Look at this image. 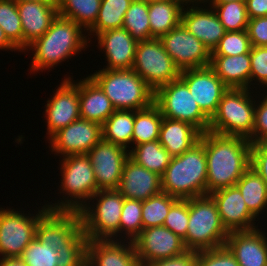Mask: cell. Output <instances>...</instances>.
<instances>
[{
	"label": "cell",
	"instance_id": "7a4b0ae2",
	"mask_svg": "<svg viewBox=\"0 0 267 266\" xmlns=\"http://www.w3.org/2000/svg\"><path fill=\"white\" fill-rule=\"evenodd\" d=\"M83 30L76 22L58 15L44 35L27 47V51H34L31 71H43L55 64L57 66L87 48L90 38L87 39Z\"/></svg>",
	"mask_w": 267,
	"mask_h": 266
},
{
	"label": "cell",
	"instance_id": "d6a6232c",
	"mask_svg": "<svg viewBox=\"0 0 267 266\" xmlns=\"http://www.w3.org/2000/svg\"><path fill=\"white\" fill-rule=\"evenodd\" d=\"M163 116L153 102L149 107L135 111L133 146L158 140Z\"/></svg>",
	"mask_w": 267,
	"mask_h": 266
},
{
	"label": "cell",
	"instance_id": "9c48e42d",
	"mask_svg": "<svg viewBox=\"0 0 267 266\" xmlns=\"http://www.w3.org/2000/svg\"><path fill=\"white\" fill-rule=\"evenodd\" d=\"M154 103L165 118L184 121L207 132L210 119L201 111L187 85L178 78L154 92Z\"/></svg>",
	"mask_w": 267,
	"mask_h": 266
},
{
	"label": "cell",
	"instance_id": "e575fe53",
	"mask_svg": "<svg viewBox=\"0 0 267 266\" xmlns=\"http://www.w3.org/2000/svg\"><path fill=\"white\" fill-rule=\"evenodd\" d=\"M133 0H102L95 24L88 30L96 36L104 31L121 28L126 11Z\"/></svg>",
	"mask_w": 267,
	"mask_h": 266
},
{
	"label": "cell",
	"instance_id": "7bdbcfd3",
	"mask_svg": "<svg viewBox=\"0 0 267 266\" xmlns=\"http://www.w3.org/2000/svg\"><path fill=\"white\" fill-rule=\"evenodd\" d=\"M189 221V199H178L170 208L163 226L180 236L186 246V233Z\"/></svg>",
	"mask_w": 267,
	"mask_h": 266
},
{
	"label": "cell",
	"instance_id": "bcb514c9",
	"mask_svg": "<svg viewBox=\"0 0 267 266\" xmlns=\"http://www.w3.org/2000/svg\"><path fill=\"white\" fill-rule=\"evenodd\" d=\"M264 97L260 103L255 104L252 143L267 141V95Z\"/></svg>",
	"mask_w": 267,
	"mask_h": 266
},
{
	"label": "cell",
	"instance_id": "2e32d148",
	"mask_svg": "<svg viewBox=\"0 0 267 266\" xmlns=\"http://www.w3.org/2000/svg\"><path fill=\"white\" fill-rule=\"evenodd\" d=\"M179 78L187 85L201 111L211 119L229 88L210 66L183 70Z\"/></svg>",
	"mask_w": 267,
	"mask_h": 266
},
{
	"label": "cell",
	"instance_id": "5b68a950",
	"mask_svg": "<svg viewBox=\"0 0 267 266\" xmlns=\"http://www.w3.org/2000/svg\"><path fill=\"white\" fill-rule=\"evenodd\" d=\"M229 232L223 226L217 204L210 194L189 199L186 248L200 251L226 243Z\"/></svg>",
	"mask_w": 267,
	"mask_h": 266
},
{
	"label": "cell",
	"instance_id": "9f6ffc18",
	"mask_svg": "<svg viewBox=\"0 0 267 266\" xmlns=\"http://www.w3.org/2000/svg\"><path fill=\"white\" fill-rule=\"evenodd\" d=\"M246 2V0H212L209 4H221V3H228V2Z\"/></svg>",
	"mask_w": 267,
	"mask_h": 266
},
{
	"label": "cell",
	"instance_id": "6f0895ef",
	"mask_svg": "<svg viewBox=\"0 0 267 266\" xmlns=\"http://www.w3.org/2000/svg\"><path fill=\"white\" fill-rule=\"evenodd\" d=\"M16 3L21 2V1H37V2H41V1H57V0H14Z\"/></svg>",
	"mask_w": 267,
	"mask_h": 266
},
{
	"label": "cell",
	"instance_id": "6da1fadb",
	"mask_svg": "<svg viewBox=\"0 0 267 266\" xmlns=\"http://www.w3.org/2000/svg\"><path fill=\"white\" fill-rule=\"evenodd\" d=\"M207 163V194L236 185L250 168L251 145L239 136H226L210 131L201 134Z\"/></svg>",
	"mask_w": 267,
	"mask_h": 266
},
{
	"label": "cell",
	"instance_id": "b9f144b4",
	"mask_svg": "<svg viewBox=\"0 0 267 266\" xmlns=\"http://www.w3.org/2000/svg\"><path fill=\"white\" fill-rule=\"evenodd\" d=\"M20 258L27 266H57V250L48 242H40L36 237L24 249Z\"/></svg>",
	"mask_w": 267,
	"mask_h": 266
},
{
	"label": "cell",
	"instance_id": "1f68e13d",
	"mask_svg": "<svg viewBox=\"0 0 267 266\" xmlns=\"http://www.w3.org/2000/svg\"><path fill=\"white\" fill-rule=\"evenodd\" d=\"M129 157L137 164L162 176L172 156L158 140L142 143L129 150Z\"/></svg>",
	"mask_w": 267,
	"mask_h": 266
},
{
	"label": "cell",
	"instance_id": "f907efd6",
	"mask_svg": "<svg viewBox=\"0 0 267 266\" xmlns=\"http://www.w3.org/2000/svg\"><path fill=\"white\" fill-rule=\"evenodd\" d=\"M197 251L188 250L172 258L155 260L143 266H196Z\"/></svg>",
	"mask_w": 267,
	"mask_h": 266
},
{
	"label": "cell",
	"instance_id": "7c38bea8",
	"mask_svg": "<svg viewBox=\"0 0 267 266\" xmlns=\"http://www.w3.org/2000/svg\"><path fill=\"white\" fill-rule=\"evenodd\" d=\"M35 216H25L15 209H0V256L20 257L36 237L39 220L49 211L43 206Z\"/></svg>",
	"mask_w": 267,
	"mask_h": 266
},
{
	"label": "cell",
	"instance_id": "db71d44e",
	"mask_svg": "<svg viewBox=\"0 0 267 266\" xmlns=\"http://www.w3.org/2000/svg\"><path fill=\"white\" fill-rule=\"evenodd\" d=\"M0 49L2 50H18L7 38V36L5 35L4 31L2 30V28L0 27Z\"/></svg>",
	"mask_w": 267,
	"mask_h": 266
},
{
	"label": "cell",
	"instance_id": "f6af8a7d",
	"mask_svg": "<svg viewBox=\"0 0 267 266\" xmlns=\"http://www.w3.org/2000/svg\"><path fill=\"white\" fill-rule=\"evenodd\" d=\"M251 74L250 86L256 79L267 87V46H252L250 50ZM253 79V80H252Z\"/></svg>",
	"mask_w": 267,
	"mask_h": 266
},
{
	"label": "cell",
	"instance_id": "816d5d0a",
	"mask_svg": "<svg viewBox=\"0 0 267 266\" xmlns=\"http://www.w3.org/2000/svg\"><path fill=\"white\" fill-rule=\"evenodd\" d=\"M249 19L267 16V0H246Z\"/></svg>",
	"mask_w": 267,
	"mask_h": 266
},
{
	"label": "cell",
	"instance_id": "7402d4cb",
	"mask_svg": "<svg viewBox=\"0 0 267 266\" xmlns=\"http://www.w3.org/2000/svg\"><path fill=\"white\" fill-rule=\"evenodd\" d=\"M97 41L105 52L107 66L103 69L130 70L133 68L138 42L123 27L99 33Z\"/></svg>",
	"mask_w": 267,
	"mask_h": 266
},
{
	"label": "cell",
	"instance_id": "d6986e66",
	"mask_svg": "<svg viewBox=\"0 0 267 266\" xmlns=\"http://www.w3.org/2000/svg\"><path fill=\"white\" fill-rule=\"evenodd\" d=\"M217 204L220 219L228 232L256 229L255 217L249 212L244 198L236 185L210 194Z\"/></svg>",
	"mask_w": 267,
	"mask_h": 266
},
{
	"label": "cell",
	"instance_id": "44dd1931",
	"mask_svg": "<svg viewBox=\"0 0 267 266\" xmlns=\"http://www.w3.org/2000/svg\"><path fill=\"white\" fill-rule=\"evenodd\" d=\"M117 190L127 199L147 200L162 192L161 176L133 161L126 160Z\"/></svg>",
	"mask_w": 267,
	"mask_h": 266
},
{
	"label": "cell",
	"instance_id": "f5cc1de1",
	"mask_svg": "<svg viewBox=\"0 0 267 266\" xmlns=\"http://www.w3.org/2000/svg\"><path fill=\"white\" fill-rule=\"evenodd\" d=\"M0 266H27L20 257L0 258Z\"/></svg>",
	"mask_w": 267,
	"mask_h": 266
},
{
	"label": "cell",
	"instance_id": "f1b7e54d",
	"mask_svg": "<svg viewBox=\"0 0 267 266\" xmlns=\"http://www.w3.org/2000/svg\"><path fill=\"white\" fill-rule=\"evenodd\" d=\"M184 5L178 0L148 3L151 39L160 38L181 23Z\"/></svg>",
	"mask_w": 267,
	"mask_h": 266
},
{
	"label": "cell",
	"instance_id": "52a82bcc",
	"mask_svg": "<svg viewBox=\"0 0 267 266\" xmlns=\"http://www.w3.org/2000/svg\"><path fill=\"white\" fill-rule=\"evenodd\" d=\"M61 165V191L70 196L57 204H45L49 210L79 211L97 192L95 173L87 154L63 157ZM72 198V199H71ZM82 200V201H81ZM87 200V202H86Z\"/></svg>",
	"mask_w": 267,
	"mask_h": 266
},
{
	"label": "cell",
	"instance_id": "11a10c76",
	"mask_svg": "<svg viewBox=\"0 0 267 266\" xmlns=\"http://www.w3.org/2000/svg\"><path fill=\"white\" fill-rule=\"evenodd\" d=\"M178 1H180L183 5L185 4L187 6L188 3H190V4L193 3L192 5H198V3L201 4V3L206 2V4H207L208 1H210V3H211L212 0H178Z\"/></svg>",
	"mask_w": 267,
	"mask_h": 266
},
{
	"label": "cell",
	"instance_id": "d590c367",
	"mask_svg": "<svg viewBox=\"0 0 267 266\" xmlns=\"http://www.w3.org/2000/svg\"><path fill=\"white\" fill-rule=\"evenodd\" d=\"M123 28L137 41L151 39V28L148 17V2L146 0H133L126 11Z\"/></svg>",
	"mask_w": 267,
	"mask_h": 266
},
{
	"label": "cell",
	"instance_id": "4316f807",
	"mask_svg": "<svg viewBox=\"0 0 267 266\" xmlns=\"http://www.w3.org/2000/svg\"><path fill=\"white\" fill-rule=\"evenodd\" d=\"M210 67L228 88L250 89V52L237 56H211Z\"/></svg>",
	"mask_w": 267,
	"mask_h": 266
},
{
	"label": "cell",
	"instance_id": "74e56055",
	"mask_svg": "<svg viewBox=\"0 0 267 266\" xmlns=\"http://www.w3.org/2000/svg\"><path fill=\"white\" fill-rule=\"evenodd\" d=\"M0 27L18 51L24 52L22 23L14 0H0Z\"/></svg>",
	"mask_w": 267,
	"mask_h": 266
},
{
	"label": "cell",
	"instance_id": "f546056e",
	"mask_svg": "<svg viewBox=\"0 0 267 266\" xmlns=\"http://www.w3.org/2000/svg\"><path fill=\"white\" fill-rule=\"evenodd\" d=\"M249 212L256 218L267 207V186L261 176L250 167L237 181Z\"/></svg>",
	"mask_w": 267,
	"mask_h": 266
},
{
	"label": "cell",
	"instance_id": "30bf717a",
	"mask_svg": "<svg viewBox=\"0 0 267 266\" xmlns=\"http://www.w3.org/2000/svg\"><path fill=\"white\" fill-rule=\"evenodd\" d=\"M132 69L154 92L181 74L159 38L138 42Z\"/></svg>",
	"mask_w": 267,
	"mask_h": 266
},
{
	"label": "cell",
	"instance_id": "484cf974",
	"mask_svg": "<svg viewBox=\"0 0 267 266\" xmlns=\"http://www.w3.org/2000/svg\"><path fill=\"white\" fill-rule=\"evenodd\" d=\"M79 108L82 119L101 126L115 111L111 100L89 76L79 81Z\"/></svg>",
	"mask_w": 267,
	"mask_h": 266
},
{
	"label": "cell",
	"instance_id": "603a6c76",
	"mask_svg": "<svg viewBox=\"0 0 267 266\" xmlns=\"http://www.w3.org/2000/svg\"><path fill=\"white\" fill-rule=\"evenodd\" d=\"M88 240L86 266H141L133 242Z\"/></svg>",
	"mask_w": 267,
	"mask_h": 266
},
{
	"label": "cell",
	"instance_id": "3957f363",
	"mask_svg": "<svg viewBox=\"0 0 267 266\" xmlns=\"http://www.w3.org/2000/svg\"><path fill=\"white\" fill-rule=\"evenodd\" d=\"M161 188L177 199L207 195V163L201 139L181 155L171 158L161 176Z\"/></svg>",
	"mask_w": 267,
	"mask_h": 266
},
{
	"label": "cell",
	"instance_id": "ffe728a7",
	"mask_svg": "<svg viewBox=\"0 0 267 266\" xmlns=\"http://www.w3.org/2000/svg\"><path fill=\"white\" fill-rule=\"evenodd\" d=\"M57 1H21L17 3L23 30V50L44 35L59 15Z\"/></svg>",
	"mask_w": 267,
	"mask_h": 266
},
{
	"label": "cell",
	"instance_id": "e0dca14e",
	"mask_svg": "<svg viewBox=\"0 0 267 266\" xmlns=\"http://www.w3.org/2000/svg\"><path fill=\"white\" fill-rule=\"evenodd\" d=\"M48 139L52 152L62 157L87 154L102 139V126L80 118Z\"/></svg>",
	"mask_w": 267,
	"mask_h": 266
},
{
	"label": "cell",
	"instance_id": "c3c4849f",
	"mask_svg": "<svg viewBox=\"0 0 267 266\" xmlns=\"http://www.w3.org/2000/svg\"><path fill=\"white\" fill-rule=\"evenodd\" d=\"M250 167L261 176L267 186V141L252 143Z\"/></svg>",
	"mask_w": 267,
	"mask_h": 266
},
{
	"label": "cell",
	"instance_id": "9a60e30c",
	"mask_svg": "<svg viewBox=\"0 0 267 266\" xmlns=\"http://www.w3.org/2000/svg\"><path fill=\"white\" fill-rule=\"evenodd\" d=\"M133 243L141 266L188 251L184 240L163 225L142 229Z\"/></svg>",
	"mask_w": 267,
	"mask_h": 266
},
{
	"label": "cell",
	"instance_id": "7dc6e473",
	"mask_svg": "<svg viewBox=\"0 0 267 266\" xmlns=\"http://www.w3.org/2000/svg\"><path fill=\"white\" fill-rule=\"evenodd\" d=\"M57 255V266H86L87 247H63Z\"/></svg>",
	"mask_w": 267,
	"mask_h": 266
},
{
	"label": "cell",
	"instance_id": "4dcf8cb0",
	"mask_svg": "<svg viewBox=\"0 0 267 266\" xmlns=\"http://www.w3.org/2000/svg\"><path fill=\"white\" fill-rule=\"evenodd\" d=\"M134 110H115L102 125V139L127 149L132 144Z\"/></svg>",
	"mask_w": 267,
	"mask_h": 266
},
{
	"label": "cell",
	"instance_id": "681fc988",
	"mask_svg": "<svg viewBox=\"0 0 267 266\" xmlns=\"http://www.w3.org/2000/svg\"><path fill=\"white\" fill-rule=\"evenodd\" d=\"M247 32L252 46H267V16L249 19Z\"/></svg>",
	"mask_w": 267,
	"mask_h": 266
},
{
	"label": "cell",
	"instance_id": "f35d334b",
	"mask_svg": "<svg viewBox=\"0 0 267 266\" xmlns=\"http://www.w3.org/2000/svg\"><path fill=\"white\" fill-rule=\"evenodd\" d=\"M211 5L226 31L247 30L249 18L246 2L235 1Z\"/></svg>",
	"mask_w": 267,
	"mask_h": 266
},
{
	"label": "cell",
	"instance_id": "277c9868",
	"mask_svg": "<svg viewBox=\"0 0 267 266\" xmlns=\"http://www.w3.org/2000/svg\"><path fill=\"white\" fill-rule=\"evenodd\" d=\"M89 77L111 100L115 110L137 111L154 102V91L133 69H100Z\"/></svg>",
	"mask_w": 267,
	"mask_h": 266
},
{
	"label": "cell",
	"instance_id": "d4e9b609",
	"mask_svg": "<svg viewBox=\"0 0 267 266\" xmlns=\"http://www.w3.org/2000/svg\"><path fill=\"white\" fill-rule=\"evenodd\" d=\"M198 6L193 5L190 6L191 8H183L181 23L212 52L227 31L212 7L209 10Z\"/></svg>",
	"mask_w": 267,
	"mask_h": 266
},
{
	"label": "cell",
	"instance_id": "8992f818",
	"mask_svg": "<svg viewBox=\"0 0 267 266\" xmlns=\"http://www.w3.org/2000/svg\"><path fill=\"white\" fill-rule=\"evenodd\" d=\"M249 91L229 88L210 119L208 131L247 138L252 143L256 101L251 99Z\"/></svg>",
	"mask_w": 267,
	"mask_h": 266
},
{
	"label": "cell",
	"instance_id": "8d00e7d4",
	"mask_svg": "<svg viewBox=\"0 0 267 266\" xmlns=\"http://www.w3.org/2000/svg\"><path fill=\"white\" fill-rule=\"evenodd\" d=\"M176 197L161 192L142 201V223L143 229L162 226L171 206L177 201Z\"/></svg>",
	"mask_w": 267,
	"mask_h": 266
},
{
	"label": "cell",
	"instance_id": "8fae6325",
	"mask_svg": "<svg viewBox=\"0 0 267 266\" xmlns=\"http://www.w3.org/2000/svg\"><path fill=\"white\" fill-rule=\"evenodd\" d=\"M36 238L55 250L63 247H87L78 211L49 210L38 222Z\"/></svg>",
	"mask_w": 267,
	"mask_h": 266
},
{
	"label": "cell",
	"instance_id": "83f0119b",
	"mask_svg": "<svg viewBox=\"0 0 267 266\" xmlns=\"http://www.w3.org/2000/svg\"><path fill=\"white\" fill-rule=\"evenodd\" d=\"M201 132L193 125L163 117L158 141L174 157L195 145Z\"/></svg>",
	"mask_w": 267,
	"mask_h": 266
},
{
	"label": "cell",
	"instance_id": "4fadbf2b",
	"mask_svg": "<svg viewBox=\"0 0 267 266\" xmlns=\"http://www.w3.org/2000/svg\"><path fill=\"white\" fill-rule=\"evenodd\" d=\"M159 39L180 71L210 66L211 52L182 23Z\"/></svg>",
	"mask_w": 267,
	"mask_h": 266
},
{
	"label": "cell",
	"instance_id": "5bb4252c",
	"mask_svg": "<svg viewBox=\"0 0 267 266\" xmlns=\"http://www.w3.org/2000/svg\"><path fill=\"white\" fill-rule=\"evenodd\" d=\"M97 182V191L117 189L129 150L101 139L88 153Z\"/></svg>",
	"mask_w": 267,
	"mask_h": 266
},
{
	"label": "cell",
	"instance_id": "ac0fdd59",
	"mask_svg": "<svg viewBox=\"0 0 267 266\" xmlns=\"http://www.w3.org/2000/svg\"><path fill=\"white\" fill-rule=\"evenodd\" d=\"M45 115L49 138L80 119L79 82L73 83L71 77L64 79L53 97L47 100Z\"/></svg>",
	"mask_w": 267,
	"mask_h": 266
},
{
	"label": "cell",
	"instance_id": "836d02e7",
	"mask_svg": "<svg viewBox=\"0 0 267 266\" xmlns=\"http://www.w3.org/2000/svg\"><path fill=\"white\" fill-rule=\"evenodd\" d=\"M102 0H57L59 16L72 20L85 30L95 24Z\"/></svg>",
	"mask_w": 267,
	"mask_h": 266
},
{
	"label": "cell",
	"instance_id": "ab89813d",
	"mask_svg": "<svg viewBox=\"0 0 267 266\" xmlns=\"http://www.w3.org/2000/svg\"><path fill=\"white\" fill-rule=\"evenodd\" d=\"M142 229V201L124 198L119 223V234L124 233L127 235L126 238L133 242L140 235Z\"/></svg>",
	"mask_w": 267,
	"mask_h": 266
},
{
	"label": "cell",
	"instance_id": "ee69618b",
	"mask_svg": "<svg viewBox=\"0 0 267 266\" xmlns=\"http://www.w3.org/2000/svg\"><path fill=\"white\" fill-rule=\"evenodd\" d=\"M196 266H239L234 254L226 245L197 251Z\"/></svg>",
	"mask_w": 267,
	"mask_h": 266
},
{
	"label": "cell",
	"instance_id": "60d3db41",
	"mask_svg": "<svg viewBox=\"0 0 267 266\" xmlns=\"http://www.w3.org/2000/svg\"><path fill=\"white\" fill-rule=\"evenodd\" d=\"M252 48L247 30L227 31L211 52V56H237Z\"/></svg>",
	"mask_w": 267,
	"mask_h": 266
},
{
	"label": "cell",
	"instance_id": "cb8c5ba5",
	"mask_svg": "<svg viewBox=\"0 0 267 266\" xmlns=\"http://www.w3.org/2000/svg\"><path fill=\"white\" fill-rule=\"evenodd\" d=\"M225 245L239 266H267V237L260 229L229 232Z\"/></svg>",
	"mask_w": 267,
	"mask_h": 266
},
{
	"label": "cell",
	"instance_id": "680465c9",
	"mask_svg": "<svg viewBox=\"0 0 267 266\" xmlns=\"http://www.w3.org/2000/svg\"><path fill=\"white\" fill-rule=\"evenodd\" d=\"M148 3H151V2H158V1H167V0H146Z\"/></svg>",
	"mask_w": 267,
	"mask_h": 266
},
{
	"label": "cell",
	"instance_id": "ba28073f",
	"mask_svg": "<svg viewBox=\"0 0 267 266\" xmlns=\"http://www.w3.org/2000/svg\"><path fill=\"white\" fill-rule=\"evenodd\" d=\"M94 199L97 200L95 208L89 205ZM123 204L124 197L117 189L97 191L89 203L78 211L87 239L115 240L119 233Z\"/></svg>",
	"mask_w": 267,
	"mask_h": 266
}]
</instances>
